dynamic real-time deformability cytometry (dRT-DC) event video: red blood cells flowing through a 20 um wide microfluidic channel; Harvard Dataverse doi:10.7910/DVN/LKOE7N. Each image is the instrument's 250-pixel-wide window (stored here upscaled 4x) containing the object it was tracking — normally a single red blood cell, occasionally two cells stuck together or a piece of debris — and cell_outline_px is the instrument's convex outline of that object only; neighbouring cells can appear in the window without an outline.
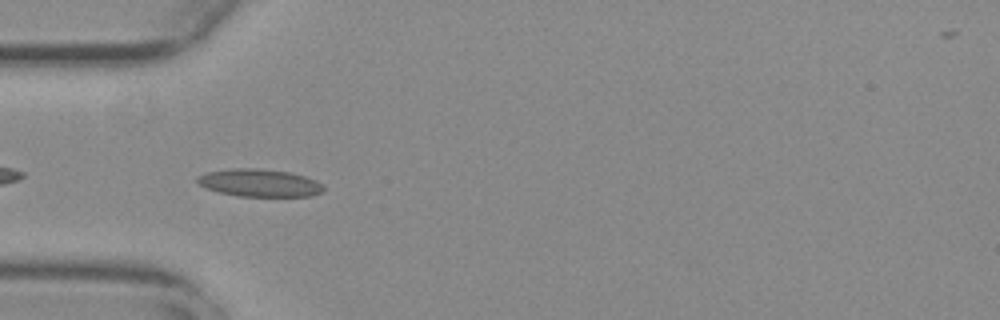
{"species": "common noctule bat (a hibernating species)", "species_latin": "Nyctalus noctula", "temperature_condition": "warm", "stored_images_in_passage": 39, "camera_frame_rate_fps": 3000, "um_per_image_px": 0.085, "animal": {"sex": "female", "body_mass_g": 29.2, "forearm_length_mm": 56.3}, "frame": {"image": 1, "passage_image": 2, "time_ms": 0.333, "image_size_px": [1000, 320], "cell_outline_px": [[324, 188], [320, 192], [312, 196], [240, 196], [220, 192], [204, 188], [196, 180], [196, 176], [208, 172], [228, 168], [256, 168], [288, 172], [304, 176], [316, 180], [324, 184]], "centroid_in_image_um": [22.04, 15.54], "position_along_channel_um": 63.0, "area_um2": 20.29}}
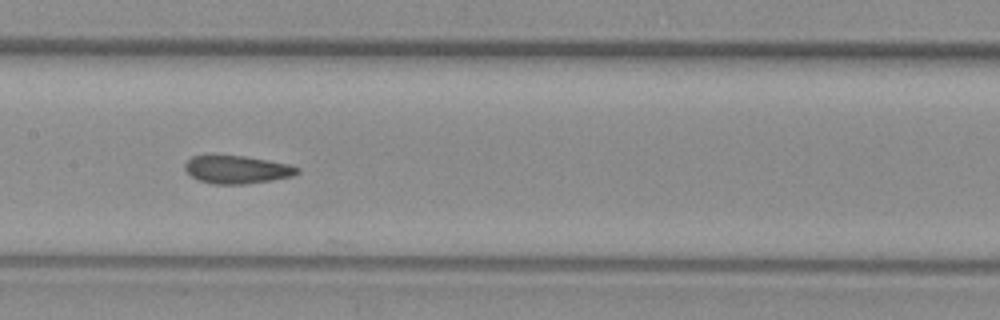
{"frame": {"image": 2, "passage_image": 12, "time_ms": 3.667, "image_size_px": [1000, 320], "cell_outline_px": [[300, 172], [292, 176], [272, 180], [244, 184], [212, 184], [196, 180], [184, 168], [184, 164], [192, 156], [212, 152], [216, 152], [244, 156], [268, 160], [288, 164], [300, 168]], "centroid_in_image_um": [20.07, 14.37], "position_along_channel_um": 187.3, "area_um2": 19.02}}
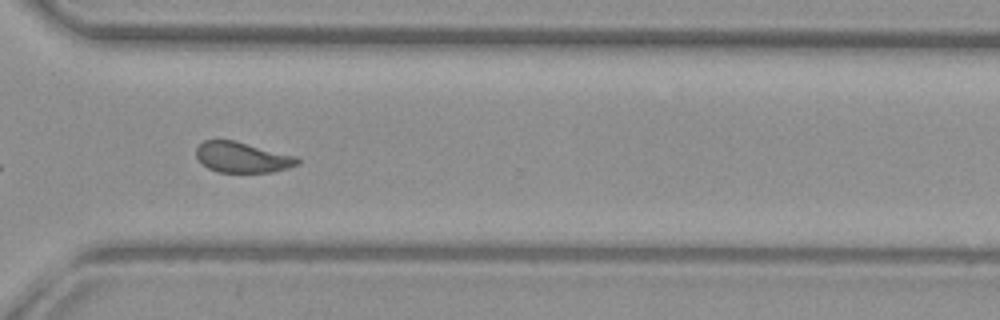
{"frame": {"image": 3, "passage_image": 25, "time_ms": 8.0, "image_size_px": [1000, 320], "cell_outline_px": [[300, 164], [288, 168], [272, 172], [216, 172], [208, 168], [196, 156], [196, 148], [204, 140], [232, 140], [296, 156], [300, 160]], "centroid_in_image_um": [20.6, 13.38], "position_along_channel_um": 350.0, "area_um2": 17.86}, "authors_computed_cell_mechanics": {"area_um2": 18.8428, "velocity_mm_per_s": 3.769, "shape_relaxation_time_tau1_ms": null, "shape_relaxation_time_tau2_ms": 1.6135, "deformation_change_tau1": null, "deformation_change_tau2": 0.0838}}